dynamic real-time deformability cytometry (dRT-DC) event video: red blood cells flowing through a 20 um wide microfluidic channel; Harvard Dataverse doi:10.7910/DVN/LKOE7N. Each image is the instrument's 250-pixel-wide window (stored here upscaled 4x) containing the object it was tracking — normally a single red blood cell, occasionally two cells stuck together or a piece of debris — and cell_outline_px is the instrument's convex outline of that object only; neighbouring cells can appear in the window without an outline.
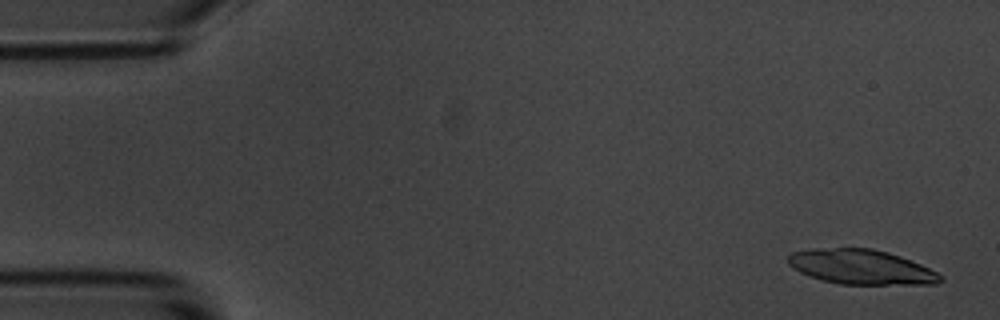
{"species": "common noctule bat (a hibernating species)", "species_latin": "Nyctalus noctula", "temperature_condition": "room temperature", "stored_images_in_passage": 54, "camera_frame_rate_fps": 3000, "um_per_image_px": 0.085, "animal": {"sex": "male", "body_mass_g": 20.1, "forearm_length_mm": 53.5}, "frame": {"image": 1, "passage_image": 2, "time_ms": 0.333, "image_size_px": [1000, 320], "cell_outline_px": [[944, 280], [936, 284], [840, 284], [820, 280], [808, 276], [792, 268], [788, 264], [788, 256], [792, 252], [812, 248], [872, 248], [888, 252], [900, 256], [920, 264], [944, 276]], "centroid_in_image_um": [73.18, 22.69], "position_along_channel_um": 11.8, "area_um2": 30.98}}
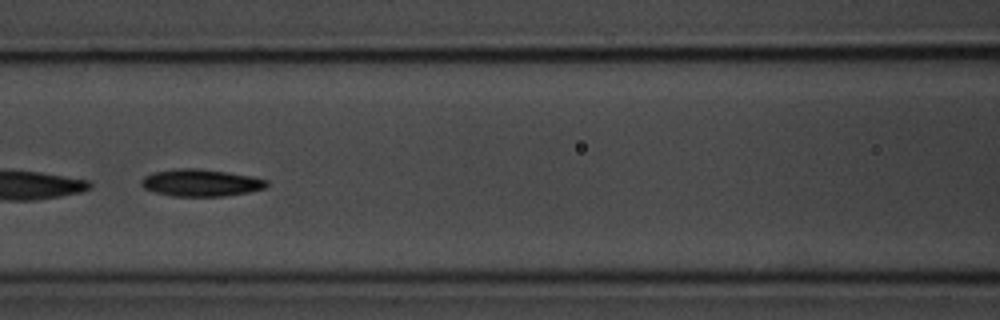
{"frame": {"image": 2, "passage_image": 24, "time_ms": 7.667, "image_size_px": [1000, 320], "cell_outline_px": [[268, 184], [264, 188], [248, 192], [224, 196], [172, 196], [156, 192], [144, 188], [140, 184], [140, 180], [144, 176], [152, 172], [176, 168], [196, 168], [252, 176], [268, 180]], "centroid_in_image_um": [17.04, 15.53], "position_along_channel_um": 149.6, "area_um2": 19.77}, "authors_computed_cell_mechanics": {"area_um2": 19.9699, "velocity_mm_per_s": 3.5883, "shape_relaxation_time_tau1_ms": 2.6273, "shape_relaxation_time_tau2_ms": null, "deformation_change_tau1": 0.1152, "deformation_change_tau2": null}}